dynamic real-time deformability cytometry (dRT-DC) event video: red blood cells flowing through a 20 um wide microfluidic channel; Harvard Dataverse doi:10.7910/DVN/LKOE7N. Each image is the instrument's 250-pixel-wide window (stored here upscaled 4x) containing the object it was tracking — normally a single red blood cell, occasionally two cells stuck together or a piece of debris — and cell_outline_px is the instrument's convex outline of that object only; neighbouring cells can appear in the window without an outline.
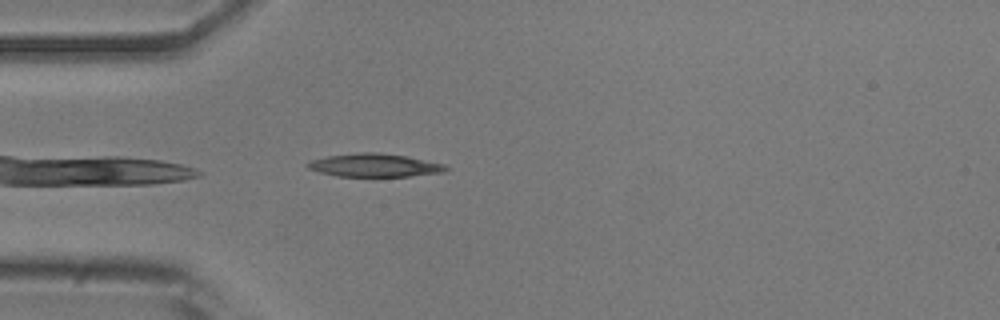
{"species": "common noctule bat (a hibernating species)", "species_latin": "Nyctalus noctula", "temperature_condition": "room temperature", "stored_images_in_passage": 13, "camera_frame_rate_fps": 3000, "um_per_image_px": 0.085, "animal": {"sex": "male", "body_mass_g": 20.5, "forearm_length_mm": 52.5}, "frame": {"image": 1, "passage_image": 3, "time_ms": 0.667, "image_size_px": [1000, 320], "cell_outline_px": [[448, 172], [408, 176], [336, 176], [320, 172], [308, 168], [304, 164], [312, 160], [328, 156], [360, 152], [380, 152], [408, 156], [444, 164], [448, 168]], "centroid_in_image_um": [31.86, 14.04], "position_along_channel_um": 53.1, "area_um2": 18.73}}